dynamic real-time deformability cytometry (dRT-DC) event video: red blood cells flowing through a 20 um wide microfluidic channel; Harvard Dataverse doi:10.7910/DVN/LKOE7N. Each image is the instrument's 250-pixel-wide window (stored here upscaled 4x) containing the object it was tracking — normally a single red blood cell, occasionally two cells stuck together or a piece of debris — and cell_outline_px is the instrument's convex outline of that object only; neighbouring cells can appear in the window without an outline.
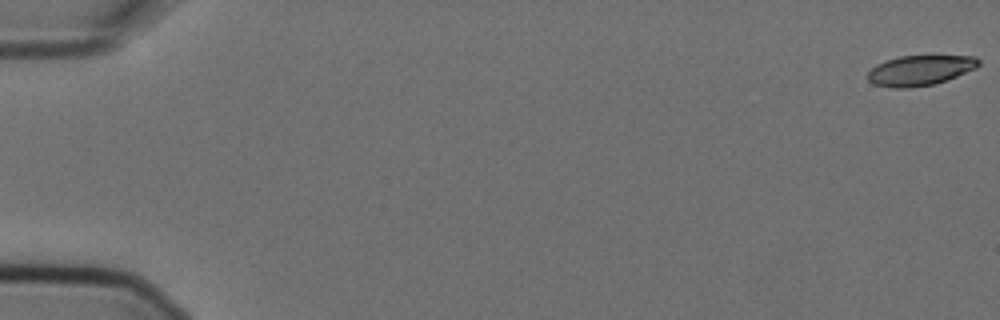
{"species": "Egyptian fruit bat (a non-hibernating species)", "species_latin": "Rousettus aegyptiacus", "temperature_condition": "cold", "stored_images_in_passage": 5, "camera_frame_rate_fps": 3000, "um_per_image_px": 0.085, "animal": {"sex": "female"}, "frame": {"image": 1, "passage_image": 1, "time_ms": 0.0, "image_size_px": [1000, 320], "cell_outline_px": [[980, 64], [976, 68], [956, 76], [932, 84], [908, 88], [892, 88], [872, 84], [868, 80], [868, 72], [876, 64], [900, 56], [976, 56], [980, 60]], "centroid_in_image_um": [78.19, 5.98], "position_along_channel_um": 6.8, "area_um2": 19.31}}
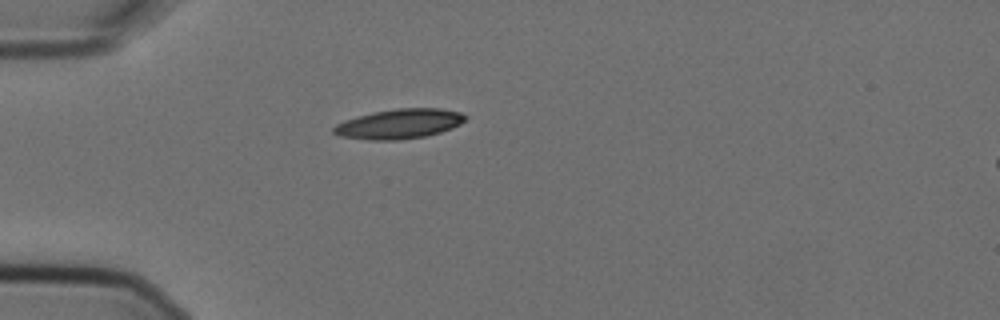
{"frame": {"image": 2, "passage_image": 5, "time_ms": 1.333, "image_size_px": [1000, 320], "cell_outline_px": [[468, 116], [460, 124], [452, 128], [440, 132], [424, 136], [400, 140], [368, 140], [340, 136], [332, 132], [332, 128], [336, 124], [344, 120], [372, 112], [396, 108], [440, 108], [460, 112]], "centroid_in_image_um": [33.92, 10.52], "position_along_channel_um": 51.1, "area_um2": 22.89}}